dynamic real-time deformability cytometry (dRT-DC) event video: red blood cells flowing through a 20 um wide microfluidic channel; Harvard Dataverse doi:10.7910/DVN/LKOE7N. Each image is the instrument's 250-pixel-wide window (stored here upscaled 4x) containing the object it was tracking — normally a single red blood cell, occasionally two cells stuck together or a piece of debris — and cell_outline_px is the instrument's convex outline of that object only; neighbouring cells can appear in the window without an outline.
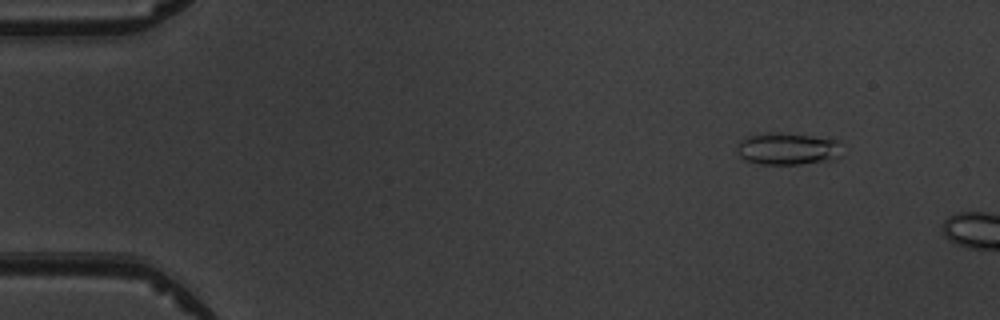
{"species": "common noctule bat (a hibernating species)", "species_latin": "Nyctalus noctula", "temperature_condition": "warm", "stored_images_in_passage": 3, "camera_frame_rate_fps": 3000, "um_per_image_px": 0.085, "animal": {"sex": "male", "body_mass_g": 19.5, "forearm_length_mm": 54.6}, "frame": {"image": 1, "passage_image": 1, "time_ms": 0.0, "image_size_px": [1000, 320], "cell_outline_px": [[840, 156], [836, 160], [800, 164], [760, 164], [744, 160], [740, 156], [736, 144], [740, 140], [748, 136], [780, 132], [812, 136], [840, 140]], "centroid_in_image_um": [66.98, 12.66], "position_along_channel_um": 18.0, "area_um2": 19.77}}